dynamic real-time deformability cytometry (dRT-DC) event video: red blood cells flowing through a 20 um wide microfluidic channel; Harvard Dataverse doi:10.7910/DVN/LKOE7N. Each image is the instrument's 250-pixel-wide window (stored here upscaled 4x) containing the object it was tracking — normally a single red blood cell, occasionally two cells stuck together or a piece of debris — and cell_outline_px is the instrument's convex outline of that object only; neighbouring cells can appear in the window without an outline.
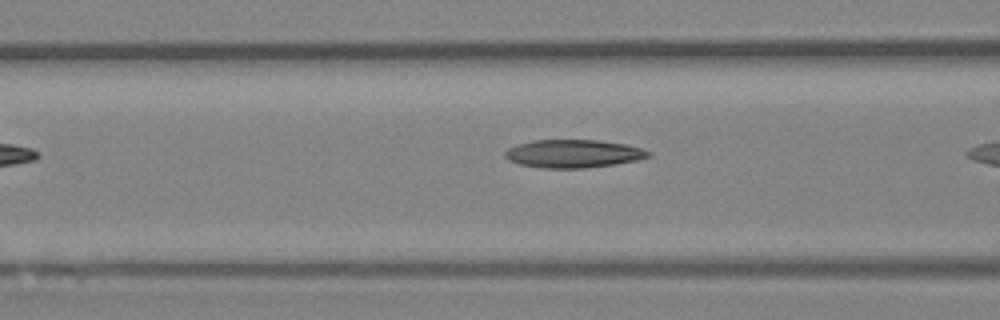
{"species": "Egyptian fruit bat (a non-hibernating species)", "species_latin": "Rousettus aegyptiacus", "temperature_condition": "room temperature", "stored_images_in_passage": 5, "camera_frame_rate_fps": 3000, "um_per_image_px": 0.085, "animal": {"sex": "female"}, "frame": {"image": 1, "passage_image": 4, "time_ms": 1.0, "image_size_px": [1000, 320], "cell_outline_px": [[652, 156], [636, 160], [616, 164], [584, 168], [544, 168], [520, 164], [508, 160], [504, 156], [504, 152], [508, 148], [516, 144], [532, 140], [596, 140], [624, 144], [640, 148], [652, 152]], "centroid_in_image_um": [48.71, 13.06], "position_along_channel_um": 117.9, "area_um2": 23.47}}